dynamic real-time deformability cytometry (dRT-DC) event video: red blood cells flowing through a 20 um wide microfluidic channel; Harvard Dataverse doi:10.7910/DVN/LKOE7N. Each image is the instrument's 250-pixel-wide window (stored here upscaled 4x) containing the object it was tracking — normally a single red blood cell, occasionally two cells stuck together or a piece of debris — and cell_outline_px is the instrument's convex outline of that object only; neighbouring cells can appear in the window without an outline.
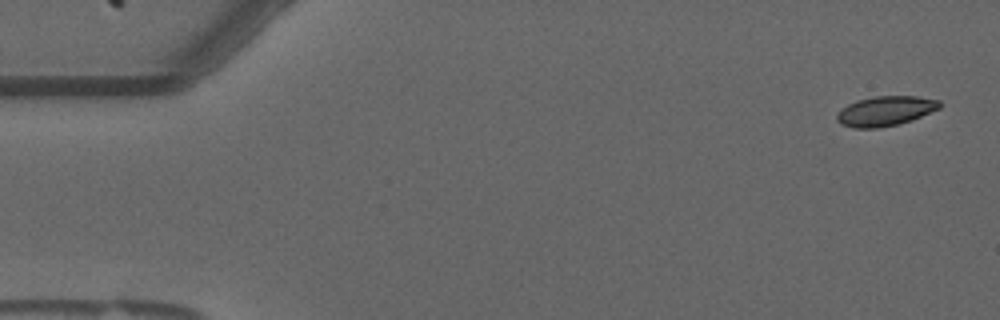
{"species": "common noctule bat (a hibernating species)", "species_latin": "Nyctalus noctula", "temperature_condition": "warm", "stored_images_in_passage": 56, "camera_frame_rate_fps": 3000, "um_per_image_px": 0.085, "animal": {"sex": "male", "forearm_length_mm": 52.5}, "frame": {"image": 1, "passage_image": 2, "time_ms": 0.333, "image_size_px": [1000, 320], "cell_outline_px": [[940, 108], [912, 120], [896, 124], [876, 128], [852, 128], [840, 124], [836, 120], [836, 116], [848, 104], [856, 100], [876, 96], [916, 96], [940, 100]], "centroid_in_image_um": [75.25, 9.43], "position_along_channel_um": 9.7, "area_um2": 17.69}}
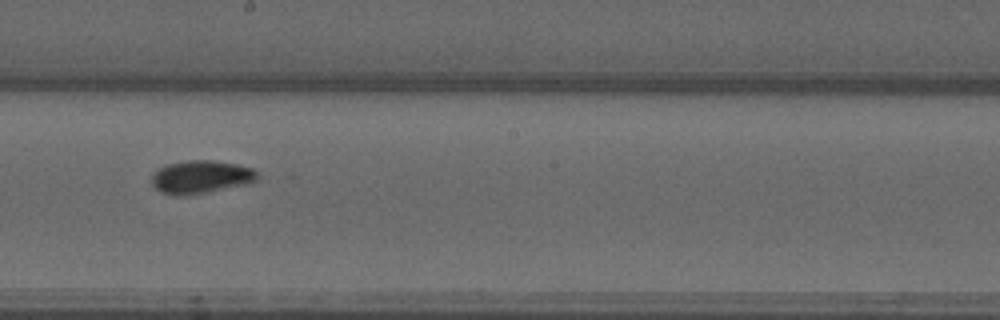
{"frame": {"image": 2, "passage_image": 31, "time_ms": 10.0, "image_size_px": [1000, 320], "cell_outline_px": [[260, 176], [256, 180], [248, 184], [204, 192], [180, 196], [176, 196], [160, 192], [152, 184], [152, 176], [160, 168], [168, 164], [188, 160], [212, 160], [236, 164], [252, 168]], "centroid_in_image_um": [17.09, 15.04], "position_along_channel_um": 231.1, "area_um2": 20.11}}
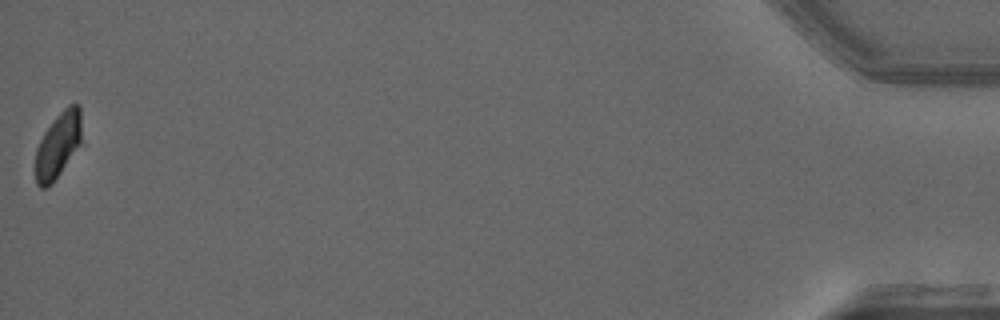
{"frame": {"image": 3, "passage_image": 56, "time_ms": 18.333, "image_size_px": [1000, 320], "cell_outline_px": [[84, 144], [52, 184], [44, 188], [40, 188], [36, 184], [36, 148], [44, 132], [56, 116], [68, 104], [80, 104]], "centroid_in_image_um": [5.01, 12.33], "position_along_channel_um": 430.2, "area_um2": 18.5}, "authors_computed_cell_mechanics": {"area_um2": 18.8717, "velocity_mm_per_s": 3.633, "shape_relaxation_time_tau1_ms": 9.0763, "shape_relaxation_time_tau2_ms": null, "deformation_change_tau1": 0.1583, "deformation_change_tau2": null}}